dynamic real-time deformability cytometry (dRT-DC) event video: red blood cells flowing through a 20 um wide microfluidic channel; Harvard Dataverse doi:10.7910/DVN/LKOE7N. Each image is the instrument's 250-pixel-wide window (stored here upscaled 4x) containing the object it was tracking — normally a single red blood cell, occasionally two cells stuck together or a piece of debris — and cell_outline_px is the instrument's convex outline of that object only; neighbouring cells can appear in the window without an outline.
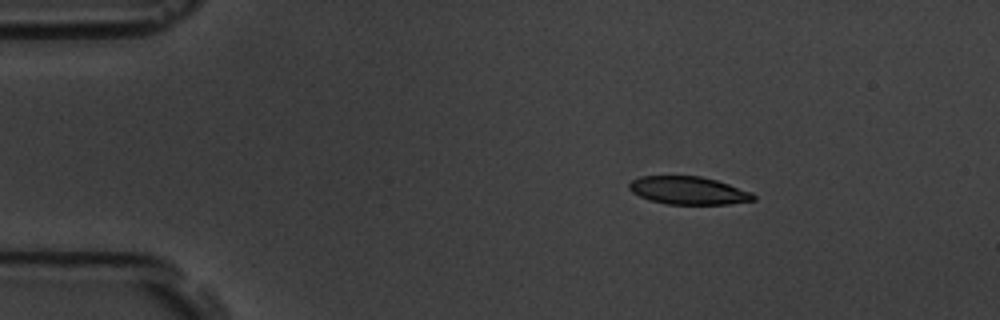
{"species": "common noctule bat (a hibernating species)", "species_latin": "Nyctalus noctula", "temperature_condition": "room temperature", "stored_images_in_passage": 4, "camera_frame_rate_fps": 3000, "um_per_image_px": 0.085, "animal": {"sex": "male", "body_mass_g": 19.5, "forearm_length_mm": 54.6}, "frame": {"image": 1, "passage_image": 2, "time_ms": 1.0, "image_size_px": [1000, 320], "cell_outline_px": [[756, 200], [728, 204], [668, 204], [648, 200], [632, 192], [628, 188], [628, 184], [632, 180], [640, 176], [700, 176], [716, 180], [752, 192], [756, 196]], "centroid_in_image_um": [58.51, 16.19], "position_along_channel_um": 26.5, "area_um2": 20.23}}